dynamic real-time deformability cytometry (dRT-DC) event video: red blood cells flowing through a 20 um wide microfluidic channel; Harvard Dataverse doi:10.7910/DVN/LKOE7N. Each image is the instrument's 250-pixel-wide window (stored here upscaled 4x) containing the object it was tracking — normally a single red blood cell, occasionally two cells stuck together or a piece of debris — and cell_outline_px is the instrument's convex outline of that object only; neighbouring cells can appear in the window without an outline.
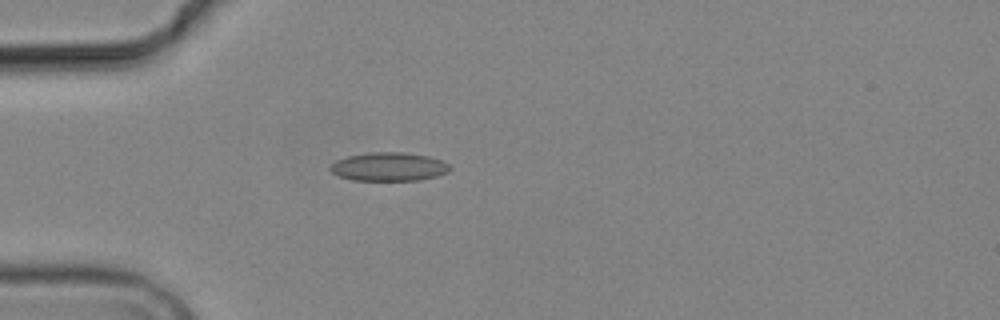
{"species": "common noctule bat (a hibernating species)", "species_latin": "Nyctalus noctula", "temperature_condition": "cold", "stored_images_in_passage": 4, "camera_frame_rate_fps": 3000, "um_per_image_px": 0.085, "animal": {"sex": "male", "body_mass_g": 19.2, "forearm_length_mm": 51.8}, "frame": {"image": 1, "passage_image": 4, "time_ms": 4.333, "image_size_px": [1000, 320], "cell_outline_px": [[452, 168], [448, 172], [436, 176], [420, 180], [352, 180], [340, 176], [332, 172], [328, 168], [336, 160], [348, 156], [368, 152], [404, 152], [428, 156], [440, 160], [448, 164]], "centroid_in_image_um": [33.05, 14.17], "position_along_channel_um": 51.9, "area_um2": 19.88}}